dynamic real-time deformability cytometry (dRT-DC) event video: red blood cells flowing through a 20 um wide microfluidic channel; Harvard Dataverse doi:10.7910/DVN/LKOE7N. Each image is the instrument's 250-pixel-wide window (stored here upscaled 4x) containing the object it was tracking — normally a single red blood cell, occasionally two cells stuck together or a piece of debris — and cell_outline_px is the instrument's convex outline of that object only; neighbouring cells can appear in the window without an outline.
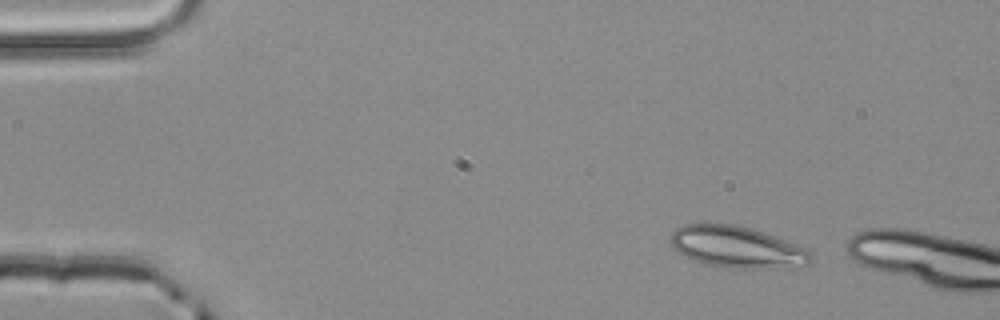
{"species": "common noctule bat (a hibernating species)", "species_latin": "Nyctalus noctula", "temperature_condition": "room temperature", "stored_images_in_passage": 2, "camera_frame_rate_fps": 3000, "um_per_image_px": 0.085, "animal": {"sex": "male", "body_mass_g": 20.4}, "frame": {"image": 1, "passage_image": 1, "time_ms": 0.0, "image_size_px": [1000, 320], "cell_outline_px": [[812, 260], [808, 264], [780, 268], [736, 268], [708, 264], [696, 260], [676, 252], [672, 248], [668, 240], [672, 232], [676, 228], [684, 224], [736, 224], [752, 228], [764, 232], [804, 248], [812, 256]], "centroid_in_image_um": [62.58, 20.98], "position_along_channel_um": 22.4, "area_um2": 33.7}}